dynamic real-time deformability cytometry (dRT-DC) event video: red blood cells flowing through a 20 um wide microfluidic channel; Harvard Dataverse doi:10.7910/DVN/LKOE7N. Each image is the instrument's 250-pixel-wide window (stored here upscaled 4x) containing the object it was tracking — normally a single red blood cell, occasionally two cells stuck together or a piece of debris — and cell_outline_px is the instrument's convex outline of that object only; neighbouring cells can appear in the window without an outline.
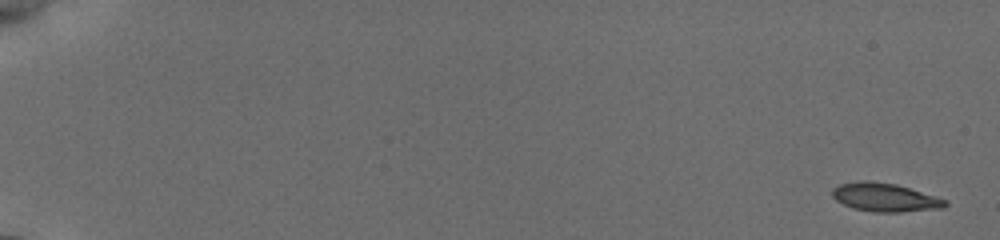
{"species": "common noctule bat (a hibernating species)", "species_latin": "Nyctalus noctula", "temperature_condition": "cold", "stored_images_in_passage": 31, "camera_frame_rate_fps": 3000, "um_per_image_px": 0.085, "animal": {"sex": "female", "body_mass_g": 19.5, "forearm_length_mm": 54.1}, "frame": {"image": 1, "passage_image": 1, "time_ms": 0.0, "image_size_px": [1000, 240], "cell_outline_px": [[948, 204], [940, 208], [900, 212], [876, 212], [856, 208], [844, 204], [836, 200], [832, 196], [832, 188], [840, 184], [864, 180], [868, 180], [896, 184], [944, 200]], "centroid_in_image_um": [75.15, 16.77], "position_along_channel_um": 9.9, "area_um2": 18.21}}
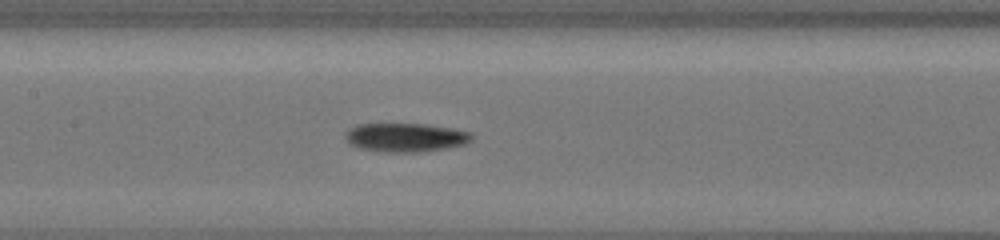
{"frame": {"image": 2, "passage_image": 13, "time_ms": 9.333, "image_size_px": [1000, 240], "cell_outline_px": [[472, 140], [464, 144], [448, 148], [420, 152], [376, 152], [360, 148], [352, 144], [344, 136], [348, 128], [356, 124], [424, 124], [452, 128], [472, 132]], "centroid_in_image_um": [34.47, 11.68], "position_along_channel_um": 172.9, "area_um2": 21.33}}
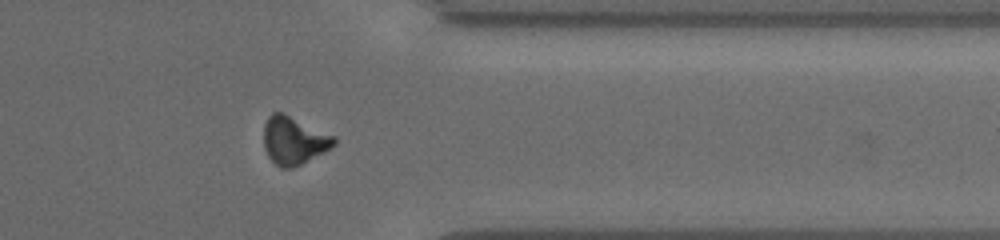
{"frame": {"image": 3, "passage_image": 27, "time_ms": 15.0, "image_size_px": [1000, 240], "cell_outline_px": [[336, 144], [324, 152], [292, 168], [280, 168], [268, 156], [264, 148], [264, 124], [268, 116], [272, 112], [284, 112], [336, 136]], "centroid_in_image_um": [24.98, 11.91], "position_along_channel_um": 386.4, "area_um2": 19.77}, "authors_computed_cell_mechanics": {"area_um2": 19.941, "velocity_mm_per_s": 3.8433, "shape_relaxation_time_tau1_ms": 3.2033, "shape_relaxation_time_tau2_ms": null, "deformation_change_tau1": 0.1194, "deformation_change_tau2": null}}